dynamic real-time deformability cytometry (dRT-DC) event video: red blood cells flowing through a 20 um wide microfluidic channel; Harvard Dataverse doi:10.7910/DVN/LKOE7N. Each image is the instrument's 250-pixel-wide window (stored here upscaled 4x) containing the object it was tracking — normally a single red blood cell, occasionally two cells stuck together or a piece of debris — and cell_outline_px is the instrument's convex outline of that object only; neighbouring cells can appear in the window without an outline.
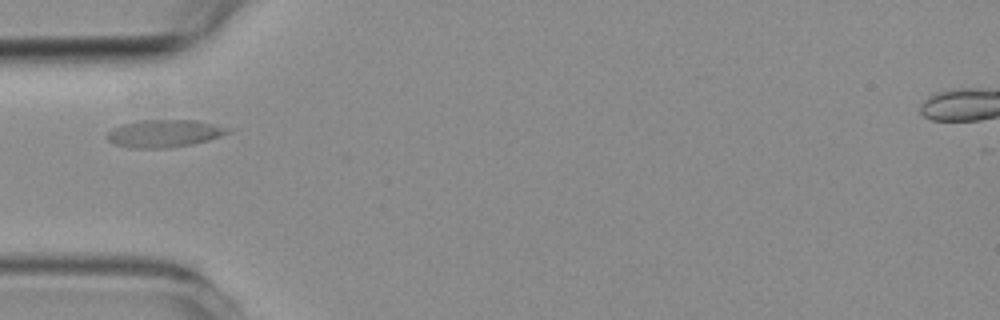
{"species": "common noctule bat (a hibernating species)", "species_latin": "Nyctalus noctula", "temperature_condition": "room temperature", "stored_images_in_passage": 3, "camera_frame_rate_fps": 3000, "um_per_image_px": 0.085, "animal": {"sex": "female", "body_mass_g": 19.3, "forearm_length_mm": 54.1}, "frame": {"image": 1, "passage_image": 1, "time_ms": 0.0, "image_size_px": [1000, 320], "cell_outline_px": [[232, 128], [228, 132], [220, 136], [208, 140], [192, 144], [168, 148], [132, 148], [116, 144], [108, 140], [108, 132], [112, 128], [120, 124], [144, 120], [196, 120]], "centroid_in_image_um": [13.97, 11.34], "position_along_channel_um": 71.0, "area_um2": 19.25}}
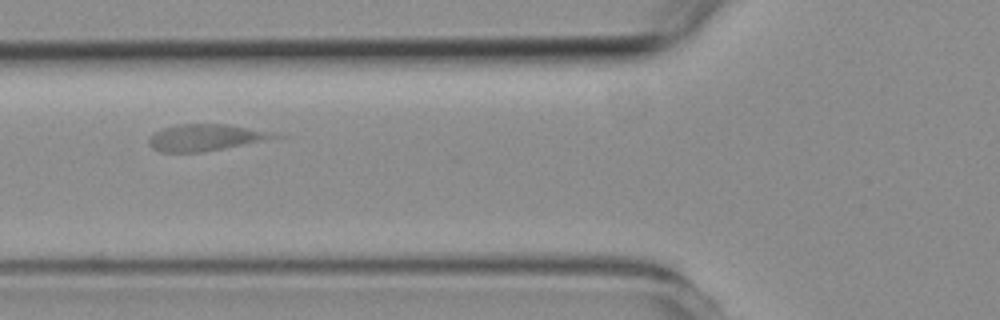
{"frame": {"image": 2, "passage_image": 2, "time_ms": 1.0, "image_size_px": [1000, 320], "cell_outline_px": [[284, 136], [200, 152], [160, 152], [152, 148], [148, 144], [148, 140], [156, 132], [164, 128], [180, 124], [224, 124]], "centroid_in_image_um": [17.32, 11.7], "position_along_channel_um": 108.5, "area_um2": 18.5}}
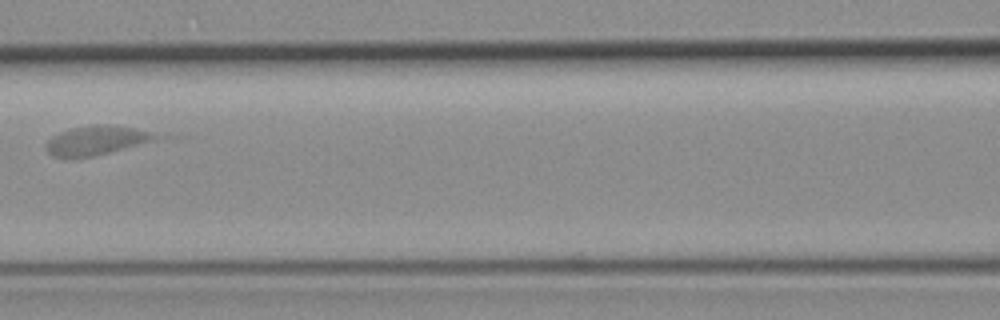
{"frame": {"image": 3, "passage_image": 3, "time_ms": 2.333, "image_size_px": [1000, 320], "cell_outline_px": [[160, 136], [152, 140], [108, 152], [92, 156], [68, 160], [52, 156], [44, 148], [44, 144], [52, 136], [60, 132], [72, 128], [92, 124], [104, 124], [132, 128], [152, 132]], "centroid_in_image_um": [8.04, 11.95], "position_along_channel_um": 158.6, "area_um2": 18.55}}